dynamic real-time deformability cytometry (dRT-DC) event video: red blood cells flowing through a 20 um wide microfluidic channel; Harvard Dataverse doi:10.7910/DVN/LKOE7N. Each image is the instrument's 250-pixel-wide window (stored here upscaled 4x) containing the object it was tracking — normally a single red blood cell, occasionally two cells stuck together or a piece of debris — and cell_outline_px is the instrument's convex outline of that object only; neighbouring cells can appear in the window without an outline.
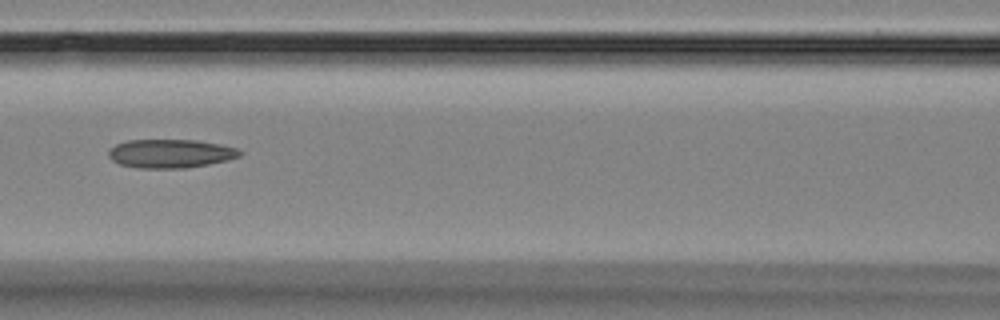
{"species": "Egyptian fruit bat (a non-hibernating species)", "species_latin": "Rousettus aegyptiacus", "temperature_condition": "room temperature", "stored_images_in_passage": 6, "camera_frame_rate_fps": 3000, "um_per_image_px": 0.085, "animal": {"sex": "female"}, "frame": {"image": 1, "passage_image": 4, "time_ms": 4.333, "image_size_px": [1000, 320], "cell_outline_px": [[244, 152], [240, 156], [228, 160], [208, 164], [184, 168], [136, 168], [120, 164], [112, 160], [108, 156], [108, 152], [116, 144], [128, 140], [196, 140], [220, 144], [236, 148]], "centroid_in_image_um": [14.5, 13.05], "position_along_channel_um": 152.1, "area_um2": 21.91}}
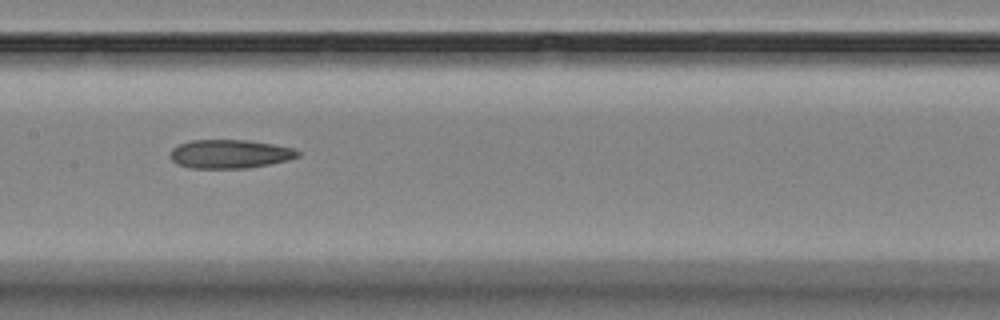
{"frame": {"image": 2, "passage_image": 5, "time_ms": 5.333, "image_size_px": [1000, 320], "cell_outline_px": [[300, 156], [288, 160], [248, 168], [192, 168], [176, 164], [172, 160], [172, 148], [188, 140], [248, 140], [296, 148], [300, 152]], "centroid_in_image_um": [19.57, 13.08], "position_along_channel_um": 187.8, "area_um2": 21.33}}
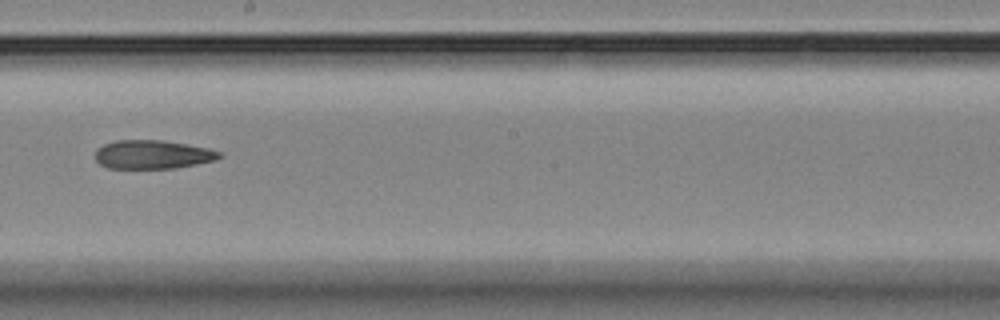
{"frame": {"image": 3, "passage_image": 6, "time_ms": 6.667, "image_size_px": [1000, 320], "cell_outline_px": [[224, 156], [216, 160], [176, 168], [108, 168], [100, 164], [96, 160], [96, 148], [104, 144], [116, 140], [160, 140], [208, 148], [220, 152]], "centroid_in_image_um": [12.97, 13.13], "position_along_channel_um": 235.2, "area_um2": 20.69}}